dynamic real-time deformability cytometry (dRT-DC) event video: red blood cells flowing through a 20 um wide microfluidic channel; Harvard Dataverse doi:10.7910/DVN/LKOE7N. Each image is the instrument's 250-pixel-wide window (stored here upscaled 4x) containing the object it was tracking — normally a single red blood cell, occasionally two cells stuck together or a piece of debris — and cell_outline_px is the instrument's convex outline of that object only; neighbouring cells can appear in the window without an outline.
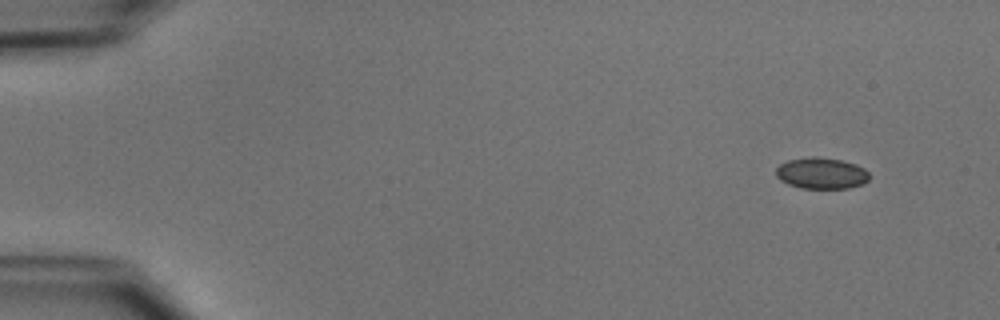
{"species": "common noctule bat (a hibernating species)", "species_latin": "Nyctalus noctula", "temperature_condition": "cold", "stored_images_in_passage": 48, "camera_frame_rate_fps": 3000, "um_per_image_px": 0.085, "animal": {"sex": "male", "body_mass_g": 15.6}, "frame": {"image": 1, "passage_image": 1, "time_ms": 0.0, "image_size_px": [1000, 320], "cell_outline_px": [[868, 180], [864, 184], [848, 188], [800, 188], [788, 184], [780, 180], [776, 176], [776, 168], [780, 164], [788, 160], [812, 156], [816, 156], [840, 160], [856, 164], [864, 168], [868, 172]], "centroid_in_image_um": [69.81, 14.72], "position_along_channel_um": 15.2, "area_um2": 17.05}}
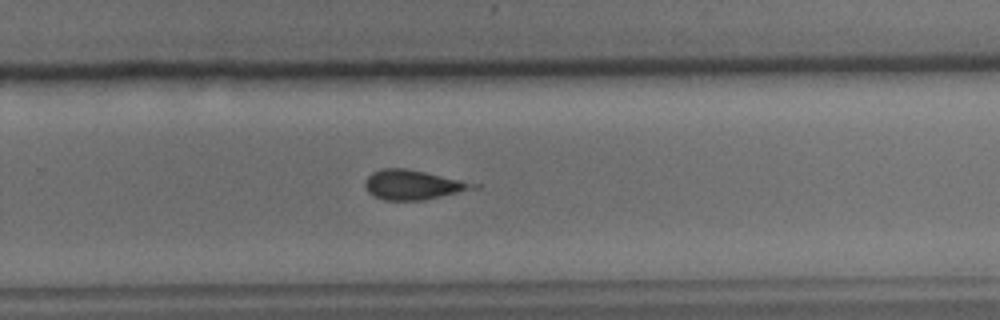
{"frame": {"image": 2, "passage_image": 31, "time_ms": 10.0, "image_size_px": [1000, 320], "cell_outline_px": [[480, 188], [424, 200], [384, 200], [368, 192], [364, 188], [364, 180], [372, 172], [380, 168], [408, 168], [480, 184]], "centroid_in_image_um": [35.12, 15.7], "position_along_channel_um": 294.7, "area_um2": 18.9}}
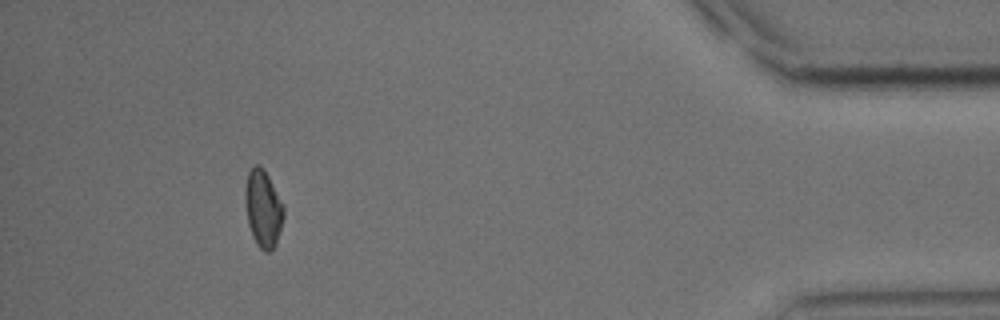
{"frame": {"image": 3, "passage_image": 44, "time_ms": 14.333, "image_size_px": [1000, 320], "cell_outline_px": [[284, 216], [276, 244], [268, 252], [264, 252], [256, 244], [252, 236], [248, 224], [244, 204], [244, 188], [248, 172], [256, 164], [260, 164], [264, 168], [284, 204]], "centroid_in_image_um": [22.35, 17.71], "position_along_channel_um": 412.8, "area_um2": 17.69}, "authors_computed_cell_mechanics": {"area_um2": 17.9469, "velocity_mm_per_s": 3.9434, "shape_relaxation_time_tau1_ms": null, "shape_relaxation_time_tau2_ms": 4.3964, "deformation_change_tau1": null, "deformation_change_tau2": 0.1402}}